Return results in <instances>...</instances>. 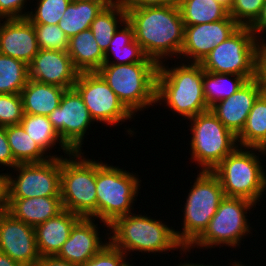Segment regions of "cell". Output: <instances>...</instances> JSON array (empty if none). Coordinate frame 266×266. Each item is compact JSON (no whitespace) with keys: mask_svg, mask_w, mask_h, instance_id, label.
<instances>
[{"mask_svg":"<svg viewBox=\"0 0 266 266\" xmlns=\"http://www.w3.org/2000/svg\"><path fill=\"white\" fill-rule=\"evenodd\" d=\"M29 79L28 65L0 53V93L21 94Z\"/></svg>","mask_w":266,"mask_h":266,"instance_id":"33","label":"cell"},{"mask_svg":"<svg viewBox=\"0 0 266 266\" xmlns=\"http://www.w3.org/2000/svg\"><path fill=\"white\" fill-rule=\"evenodd\" d=\"M93 218H81L72 228L67 241L63 244L57 257L74 264H85L107 243H102L98 225Z\"/></svg>","mask_w":266,"mask_h":266,"instance_id":"20","label":"cell"},{"mask_svg":"<svg viewBox=\"0 0 266 266\" xmlns=\"http://www.w3.org/2000/svg\"><path fill=\"white\" fill-rule=\"evenodd\" d=\"M257 150L266 154L265 149L238 146L213 169L225 197L244 198L254 204L260 201L266 190V172L254 153Z\"/></svg>","mask_w":266,"mask_h":266,"instance_id":"5","label":"cell"},{"mask_svg":"<svg viewBox=\"0 0 266 266\" xmlns=\"http://www.w3.org/2000/svg\"><path fill=\"white\" fill-rule=\"evenodd\" d=\"M124 266H132V265H130V263L127 261V262L124 264Z\"/></svg>","mask_w":266,"mask_h":266,"instance_id":"51","label":"cell"},{"mask_svg":"<svg viewBox=\"0 0 266 266\" xmlns=\"http://www.w3.org/2000/svg\"><path fill=\"white\" fill-rule=\"evenodd\" d=\"M103 8L97 2L71 1L57 25L70 38L89 29Z\"/></svg>","mask_w":266,"mask_h":266,"instance_id":"29","label":"cell"},{"mask_svg":"<svg viewBox=\"0 0 266 266\" xmlns=\"http://www.w3.org/2000/svg\"><path fill=\"white\" fill-rule=\"evenodd\" d=\"M33 26L40 49L67 52L69 38L58 25L33 24Z\"/></svg>","mask_w":266,"mask_h":266,"instance_id":"35","label":"cell"},{"mask_svg":"<svg viewBox=\"0 0 266 266\" xmlns=\"http://www.w3.org/2000/svg\"><path fill=\"white\" fill-rule=\"evenodd\" d=\"M73 88L81 96L94 122L112 127L135 117L97 72L79 73Z\"/></svg>","mask_w":266,"mask_h":266,"instance_id":"13","label":"cell"},{"mask_svg":"<svg viewBox=\"0 0 266 266\" xmlns=\"http://www.w3.org/2000/svg\"><path fill=\"white\" fill-rule=\"evenodd\" d=\"M48 119L61 140L73 152H82L85 133L91 127V122L94 124V120L74 88L65 90L59 106L48 115Z\"/></svg>","mask_w":266,"mask_h":266,"instance_id":"14","label":"cell"},{"mask_svg":"<svg viewBox=\"0 0 266 266\" xmlns=\"http://www.w3.org/2000/svg\"><path fill=\"white\" fill-rule=\"evenodd\" d=\"M125 21L126 4L124 0H119L111 6L104 7L91 23L93 36L104 53L114 33Z\"/></svg>","mask_w":266,"mask_h":266,"instance_id":"28","label":"cell"},{"mask_svg":"<svg viewBox=\"0 0 266 266\" xmlns=\"http://www.w3.org/2000/svg\"><path fill=\"white\" fill-rule=\"evenodd\" d=\"M253 206L256 207V204L244 198L224 197L206 230L187 251L195 247L214 248L221 244L239 247L241 240L250 234L246 214Z\"/></svg>","mask_w":266,"mask_h":266,"instance_id":"10","label":"cell"},{"mask_svg":"<svg viewBox=\"0 0 266 266\" xmlns=\"http://www.w3.org/2000/svg\"><path fill=\"white\" fill-rule=\"evenodd\" d=\"M164 102L172 112L190 119L209 110L203 94L200 63L180 64L171 69L160 63L156 79V103Z\"/></svg>","mask_w":266,"mask_h":266,"instance_id":"2","label":"cell"},{"mask_svg":"<svg viewBox=\"0 0 266 266\" xmlns=\"http://www.w3.org/2000/svg\"><path fill=\"white\" fill-rule=\"evenodd\" d=\"M126 20L148 58L158 64L164 63V58L177 55L178 59L185 28L178 5L126 7Z\"/></svg>","mask_w":266,"mask_h":266,"instance_id":"1","label":"cell"},{"mask_svg":"<svg viewBox=\"0 0 266 266\" xmlns=\"http://www.w3.org/2000/svg\"><path fill=\"white\" fill-rule=\"evenodd\" d=\"M65 90L59 86L28 79L21 91L24 114L48 116L59 106Z\"/></svg>","mask_w":266,"mask_h":266,"instance_id":"23","label":"cell"},{"mask_svg":"<svg viewBox=\"0 0 266 266\" xmlns=\"http://www.w3.org/2000/svg\"><path fill=\"white\" fill-rule=\"evenodd\" d=\"M15 177L6 174L7 198L60 196L61 158H50L38 163L17 164Z\"/></svg>","mask_w":266,"mask_h":266,"instance_id":"12","label":"cell"},{"mask_svg":"<svg viewBox=\"0 0 266 266\" xmlns=\"http://www.w3.org/2000/svg\"><path fill=\"white\" fill-rule=\"evenodd\" d=\"M37 266H81V265L71 263L54 255V256L40 257Z\"/></svg>","mask_w":266,"mask_h":266,"instance_id":"44","label":"cell"},{"mask_svg":"<svg viewBox=\"0 0 266 266\" xmlns=\"http://www.w3.org/2000/svg\"><path fill=\"white\" fill-rule=\"evenodd\" d=\"M63 210L61 196L7 198V212L34 228Z\"/></svg>","mask_w":266,"mask_h":266,"instance_id":"22","label":"cell"},{"mask_svg":"<svg viewBox=\"0 0 266 266\" xmlns=\"http://www.w3.org/2000/svg\"><path fill=\"white\" fill-rule=\"evenodd\" d=\"M247 81L244 76L203 70V94L208 108L230 97Z\"/></svg>","mask_w":266,"mask_h":266,"instance_id":"31","label":"cell"},{"mask_svg":"<svg viewBox=\"0 0 266 266\" xmlns=\"http://www.w3.org/2000/svg\"><path fill=\"white\" fill-rule=\"evenodd\" d=\"M258 42L256 49V80L266 92V41Z\"/></svg>","mask_w":266,"mask_h":266,"instance_id":"40","label":"cell"},{"mask_svg":"<svg viewBox=\"0 0 266 266\" xmlns=\"http://www.w3.org/2000/svg\"><path fill=\"white\" fill-rule=\"evenodd\" d=\"M128 256L110 241L96 255L81 266H124Z\"/></svg>","mask_w":266,"mask_h":266,"instance_id":"38","label":"cell"},{"mask_svg":"<svg viewBox=\"0 0 266 266\" xmlns=\"http://www.w3.org/2000/svg\"><path fill=\"white\" fill-rule=\"evenodd\" d=\"M0 252L23 266H37L40 255L35 228L15 219L7 211L0 214Z\"/></svg>","mask_w":266,"mask_h":266,"instance_id":"16","label":"cell"},{"mask_svg":"<svg viewBox=\"0 0 266 266\" xmlns=\"http://www.w3.org/2000/svg\"><path fill=\"white\" fill-rule=\"evenodd\" d=\"M184 205L182 231L177 239L187 250L206 230L224 199L220 180L212 171H200Z\"/></svg>","mask_w":266,"mask_h":266,"instance_id":"8","label":"cell"},{"mask_svg":"<svg viewBox=\"0 0 266 266\" xmlns=\"http://www.w3.org/2000/svg\"><path fill=\"white\" fill-rule=\"evenodd\" d=\"M23 115L21 94L0 93V126L19 125Z\"/></svg>","mask_w":266,"mask_h":266,"instance_id":"37","label":"cell"},{"mask_svg":"<svg viewBox=\"0 0 266 266\" xmlns=\"http://www.w3.org/2000/svg\"><path fill=\"white\" fill-rule=\"evenodd\" d=\"M239 27L230 15L211 23L185 26L179 57L187 58L190 63H201L215 46L228 39Z\"/></svg>","mask_w":266,"mask_h":266,"instance_id":"15","label":"cell"},{"mask_svg":"<svg viewBox=\"0 0 266 266\" xmlns=\"http://www.w3.org/2000/svg\"><path fill=\"white\" fill-rule=\"evenodd\" d=\"M178 266H213V265H204V264H198V263H186V262H184L183 264L182 263H180ZM215 266V265H214Z\"/></svg>","mask_w":266,"mask_h":266,"instance_id":"49","label":"cell"},{"mask_svg":"<svg viewBox=\"0 0 266 266\" xmlns=\"http://www.w3.org/2000/svg\"><path fill=\"white\" fill-rule=\"evenodd\" d=\"M216 1L224 5L228 10L230 9L233 3V0H216Z\"/></svg>","mask_w":266,"mask_h":266,"instance_id":"48","label":"cell"},{"mask_svg":"<svg viewBox=\"0 0 266 266\" xmlns=\"http://www.w3.org/2000/svg\"><path fill=\"white\" fill-rule=\"evenodd\" d=\"M8 144L10 146L13 158L18 164L38 163L52 158L63 157V155H49L32 140L25 132L23 127L19 125L5 126Z\"/></svg>","mask_w":266,"mask_h":266,"instance_id":"27","label":"cell"},{"mask_svg":"<svg viewBox=\"0 0 266 266\" xmlns=\"http://www.w3.org/2000/svg\"><path fill=\"white\" fill-rule=\"evenodd\" d=\"M139 180L135 173L97 160V219L108 229L117 218L132 212L140 190Z\"/></svg>","mask_w":266,"mask_h":266,"instance_id":"7","label":"cell"},{"mask_svg":"<svg viewBox=\"0 0 266 266\" xmlns=\"http://www.w3.org/2000/svg\"><path fill=\"white\" fill-rule=\"evenodd\" d=\"M7 211V180L5 174H0V214Z\"/></svg>","mask_w":266,"mask_h":266,"instance_id":"45","label":"cell"},{"mask_svg":"<svg viewBox=\"0 0 266 266\" xmlns=\"http://www.w3.org/2000/svg\"><path fill=\"white\" fill-rule=\"evenodd\" d=\"M126 7H153L165 5H178L179 0H124Z\"/></svg>","mask_w":266,"mask_h":266,"instance_id":"42","label":"cell"},{"mask_svg":"<svg viewBox=\"0 0 266 266\" xmlns=\"http://www.w3.org/2000/svg\"><path fill=\"white\" fill-rule=\"evenodd\" d=\"M157 62L103 64L96 72L134 115L156 103Z\"/></svg>","mask_w":266,"mask_h":266,"instance_id":"4","label":"cell"},{"mask_svg":"<svg viewBox=\"0 0 266 266\" xmlns=\"http://www.w3.org/2000/svg\"><path fill=\"white\" fill-rule=\"evenodd\" d=\"M122 28L114 33L109 47L105 52L104 64H132L137 62H155L148 58L140 44L135 40L133 27L126 20ZM112 53V55H111ZM110 55L116 61L110 60ZM110 60V61H109Z\"/></svg>","mask_w":266,"mask_h":266,"instance_id":"25","label":"cell"},{"mask_svg":"<svg viewBox=\"0 0 266 266\" xmlns=\"http://www.w3.org/2000/svg\"><path fill=\"white\" fill-rule=\"evenodd\" d=\"M150 217L130 213L117 218L110 226L109 241L126 255L130 252L159 253L185 247L177 239L175 229ZM112 234V235H111ZM129 252V253H128ZM128 253V254H127Z\"/></svg>","mask_w":266,"mask_h":266,"instance_id":"3","label":"cell"},{"mask_svg":"<svg viewBox=\"0 0 266 266\" xmlns=\"http://www.w3.org/2000/svg\"><path fill=\"white\" fill-rule=\"evenodd\" d=\"M232 266H246V265H243V264H241V262L239 263V262H233L232 264H231Z\"/></svg>","mask_w":266,"mask_h":266,"instance_id":"50","label":"cell"},{"mask_svg":"<svg viewBox=\"0 0 266 266\" xmlns=\"http://www.w3.org/2000/svg\"><path fill=\"white\" fill-rule=\"evenodd\" d=\"M191 158L201 171L213 169L237 147V137L209 109L189 119Z\"/></svg>","mask_w":266,"mask_h":266,"instance_id":"9","label":"cell"},{"mask_svg":"<svg viewBox=\"0 0 266 266\" xmlns=\"http://www.w3.org/2000/svg\"><path fill=\"white\" fill-rule=\"evenodd\" d=\"M258 41L249 27H239L228 39L215 46L200 63L204 71L236 74L248 81L256 78Z\"/></svg>","mask_w":266,"mask_h":266,"instance_id":"11","label":"cell"},{"mask_svg":"<svg viewBox=\"0 0 266 266\" xmlns=\"http://www.w3.org/2000/svg\"><path fill=\"white\" fill-rule=\"evenodd\" d=\"M263 92L256 79L247 81L237 92L213 105L210 110L236 137L243 130L254 101Z\"/></svg>","mask_w":266,"mask_h":266,"instance_id":"18","label":"cell"},{"mask_svg":"<svg viewBox=\"0 0 266 266\" xmlns=\"http://www.w3.org/2000/svg\"><path fill=\"white\" fill-rule=\"evenodd\" d=\"M20 125L46 155L48 154L47 151H50V148H53L56 143L60 144V148L67 154V157L73 153L61 140L59 134L49 121L48 116L24 114Z\"/></svg>","mask_w":266,"mask_h":266,"instance_id":"32","label":"cell"},{"mask_svg":"<svg viewBox=\"0 0 266 266\" xmlns=\"http://www.w3.org/2000/svg\"><path fill=\"white\" fill-rule=\"evenodd\" d=\"M0 266H23L20 263L11 259L8 255L0 252Z\"/></svg>","mask_w":266,"mask_h":266,"instance_id":"46","label":"cell"},{"mask_svg":"<svg viewBox=\"0 0 266 266\" xmlns=\"http://www.w3.org/2000/svg\"><path fill=\"white\" fill-rule=\"evenodd\" d=\"M93 160L85 158L82 152L61 157L60 196L65 210L97 219V161Z\"/></svg>","mask_w":266,"mask_h":266,"instance_id":"6","label":"cell"},{"mask_svg":"<svg viewBox=\"0 0 266 266\" xmlns=\"http://www.w3.org/2000/svg\"><path fill=\"white\" fill-rule=\"evenodd\" d=\"M25 3L27 0H0V18L4 20L27 17L29 11L23 12V8L26 10Z\"/></svg>","mask_w":266,"mask_h":266,"instance_id":"39","label":"cell"},{"mask_svg":"<svg viewBox=\"0 0 266 266\" xmlns=\"http://www.w3.org/2000/svg\"><path fill=\"white\" fill-rule=\"evenodd\" d=\"M72 1H88V2H97L101 3L104 7L111 6L119 0H72Z\"/></svg>","mask_w":266,"mask_h":266,"instance_id":"47","label":"cell"},{"mask_svg":"<svg viewBox=\"0 0 266 266\" xmlns=\"http://www.w3.org/2000/svg\"><path fill=\"white\" fill-rule=\"evenodd\" d=\"M82 217L68 210L35 227L36 245L40 257L57 255L70 236L73 226Z\"/></svg>","mask_w":266,"mask_h":266,"instance_id":"21","label":"cell"},{"mask_svg":"<svg viewBox=\"0 0 266 266\" xmlns=\"http://www.w3.org/2000/svg\"><path fill=\"white\" fill-rule=\"evenodd\" d=\"M252 31L255 39L259 42L262 41V37L259 35L263 32L266 33V0L262 6L260 15L256 21L249 27Z\"/></svg>","mask_w":266,"mask_h":266,"instance_id":"43","label":"cell"},{"mask_svg":"<svg viewBox=\"0 0 266 266\" xmlns=\"http://www.w3.org/2000/svg\"><path fill=\"white\" fill-rule=\"evenodd\" d=\"M184 26L211 23L225 19L229 10L216 0H179Z\"/></svg>","mask_w":266,"mask_h":266,"instance_id":"30","label":"cell"},{"mask_svg":"<svg viewBox=\"0 0 266 266\" xmlns=\"http://www.w3.org/2000/svg\"><path fill=\"white\" fill-rule=\"evenodd\" d=\"M72 0H37L36 10L28 12L32 24L57 25Z\"/></svg>","mask_w":266,"mask_h":266,"instance_id":"34","label":"cell"},{"mask_svg":"<svg viewBox=\"0 0 266 266\" xmlns=\"http://www.w3.org/2000/svg\"><path fill=\"white\" fill-rule=\"evenodd\" d=\"M28 67L29 79L65 89L73 88L80 73L68 53L59 50L40 49Z\"/></svg>","mask_w":266,"mask_h":266,"instance_id":"17","label":"cell"},{"mask_svg":"<svg viewBox=\"0 0 266 266\" xmlns=\"http://www.w3.org/2000/svg\"><path fill=\"white\" fill-rule=\"evenodd\" d=\"M237 142L238 146L242 148L266 150V92L263 91L254 101L246 124L237 136Z\"/></svg>","mask_w":266,"mask_h":266,"instance_id":"26","label":"cell"},{"mask_svg":"<svg viewBox=\"0 0 266 266\" xmlns=\"http://www.w3.org/2000/svg\"><path fill=\"white\" fill-rule=\"evenodd\" d=\"M265 0H233L229 15L240 27H250L260 15Z\"/></svg>","mask_w":266,"mask_h":266,"instance_id":"36","label":"cell"},{"mask_svg":"<svg viewBox=\"0 0 266 266\" xmlns=\"http://www.w3.org/2000/svg\"><path fill=\"white\" fill-rule=\"evenodd\" d=\"M67 53L80 73L96 72L105 60L90 28L69 38Z\"/></svg>","mask_w":266,"mask_h":266,"instance_id":"24","label":"cell"},{"mask_svg":"<svg viewBox=\"0 0 266 266\" xmlns=\"http://www.w3.org/2000/svg\"><path fill=\"white\" fill-rule=\"evenodd\" d=\"M17 164L8 144L5 126H0V165L13 169Z\"/></svg>","mask_w":266,"mask_h":266,"instance_id":"41","label":"cell"},{"mask_svg":"<svg viewBox=\"0 0 266 266\" xmlns=\"http://www.w3.org/2000/svg\"><path fill=\"white\" fill-rule=\"evenodd\" d=\"M39 50L34 26L26 17L5 19L2 24L0 22L1 54L29 65Z\"/></svg>","mask_w":266,"mask_h":266,"instance_id":"19","label":"cell"}]
</instances>
